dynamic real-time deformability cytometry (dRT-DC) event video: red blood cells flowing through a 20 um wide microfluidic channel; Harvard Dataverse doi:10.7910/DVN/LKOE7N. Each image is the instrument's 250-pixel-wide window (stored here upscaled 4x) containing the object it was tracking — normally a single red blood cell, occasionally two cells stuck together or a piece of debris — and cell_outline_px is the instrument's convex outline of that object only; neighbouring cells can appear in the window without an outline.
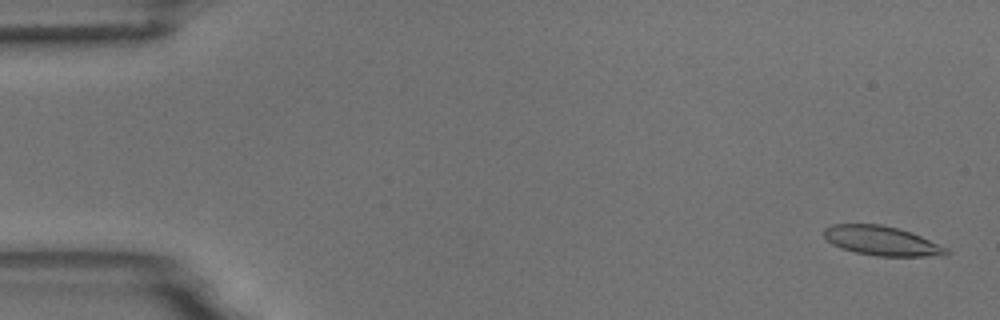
{"species": "common noctule bat (a hibernating species)", "species_latin": "Nyctalus noctula", "temperature_condition": "room temperature", "stored_images_in_passage": 55, "camera_frame_rate_fps": 3000, "um_per_image_px": 0.085, "animal": {"sex": "male", "body_mass_g": 18.8}, "frame": {"image": 1, "passage_image": 2, "time_ms": 0.333, "image_size_px": [1000, 320], "cell_outline_px": [[952, 252], [944, 256], [876, 256], [856, 252], [840, 248], [832, 244], [824, 236], [824, 228], [832, 224], [880, 224], [900, 228], [912, 232], [948, 248]], "centroid_in_image_um": [74.98, 20.47], "position_along_channel_um": 10.0, "area_um2": 21.15}}
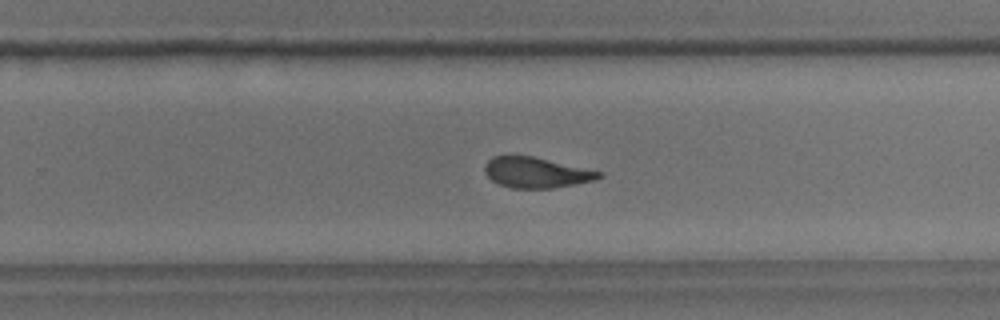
{"frame": {"image": 2, "passage_image": 35, "time_ms": 11.333, "image_size_px": [1000, 320], "cell_outline_px": [[604, 176], [596, 180], [556, 188], [512, 188], [500, 184], [492, 180], [484, 172], [484, 164], [492, 156], [508, 152], [532, 156], [604, 172]], "centroid_in_image_um": [45.55, 14.63], "position_along_channel_um": 284.2, "area_um2": 20.98}}
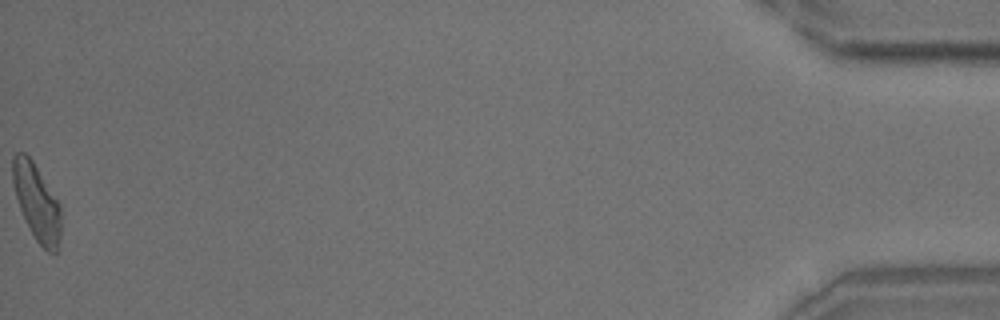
{"frame": {"image": 3, "passage_image": 55, "time_ms": 18.0, "image_size_px": [1000, 320], "cell_outline_px": [[60, 236], [56, 252], [48, 252], [36, 240], [20, 208], [12, 184], [12, 156], [16, 152], [24, 152], [32, 160], [60, 204]], "centroid_in_image_um": [3.1, 17.15], "position_along_channel_um": 432.1, "area_um2": 21.1}, "authors_computed_cell_mechanics": {"area_um2": 21.2704, "velocity_mm_per_s": 3.7099, "shape_relaxation_time_tau1_ms": 8.9751, "shape_relaxation_time_tau2_ms": 2.3555, "deformation_change_tau1": 0.2059, "deformation_change_tau2": 0.1074}}